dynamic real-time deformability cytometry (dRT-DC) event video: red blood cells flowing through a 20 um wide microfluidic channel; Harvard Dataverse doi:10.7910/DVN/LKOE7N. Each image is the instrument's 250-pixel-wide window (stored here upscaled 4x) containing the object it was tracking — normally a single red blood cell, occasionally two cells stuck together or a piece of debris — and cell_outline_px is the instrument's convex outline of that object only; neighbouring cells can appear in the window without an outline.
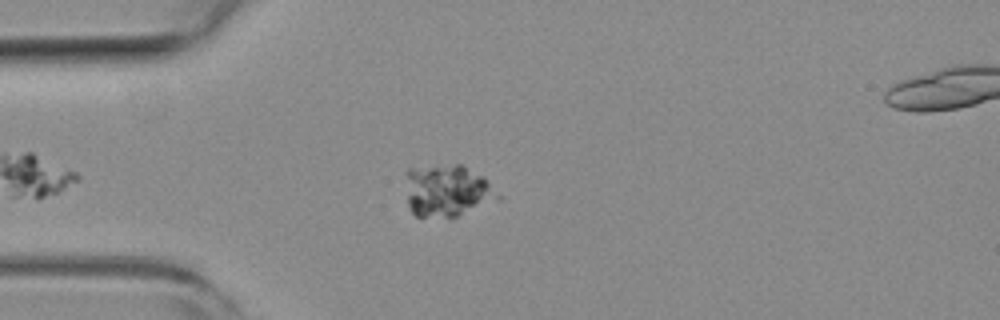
{"species": "common noctule bat (a hibernating species)", "species_latin": "Nyctalus noctula", "temperature_condition": "room temperature", "stored_images_in_passage": 49, "camera_frame_rate_fps": 3000, "um_per_image_px": 0.085, "animal": {"sex": "female", "body_mass_g": 19.3, "forearm_length_mm": 54.1}, "frame": {"image": 1, "passage_image": 14, "time_ms": 4.333, "image_size_px": [1000, 320], "cell_outline_px": [[504, 196], [500, 200], [452, 220], [416, 216], [412, 212], [408, 204], [408, 168], [456, 164], [464, 164], [484, 176]], "centroid_in_image_um": [38.14, 16.26], "position_along_channel_um": 46.9, "area_um2": 28.96}}
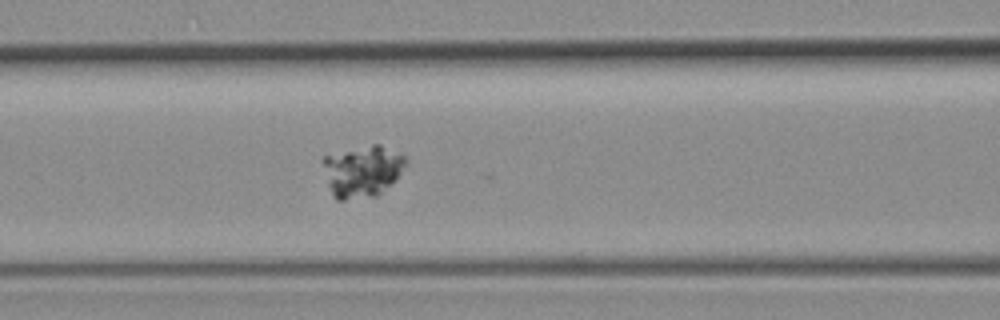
{"frame": {"image": 2, "passage_image": 22, "time_ms": 7.0, "image_size_px": [1000, 320], "cell_outline_px": [[408, 160], [396, 180], [376, 196], [344, 200], [336, 200], [332, 196], [320, 160], [324, 156], [372, 144], [380, 144], [404, 156]], "centroid_in_image_um": [30.77, 14.56], "position_along_channel_um": 135.8, "area_um2": 24.91}}
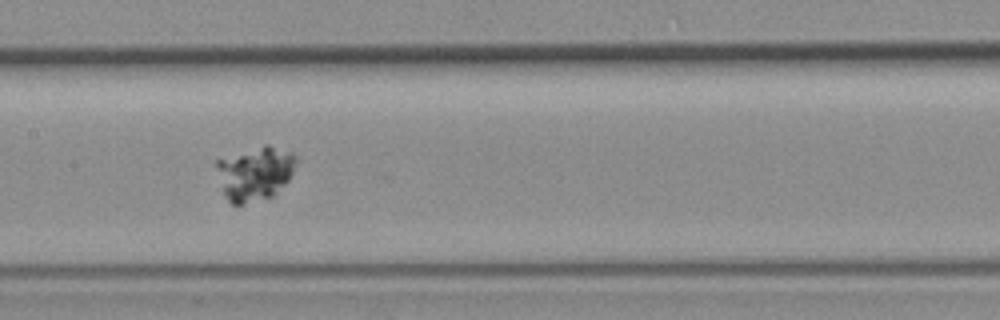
{"frame": {"image": 3, "passage_image": 26, "time_ms": 8.333, "image_size_px": [1000, 320], "cell_outline_px": [[296, 160], [292, 172], [288, 180], [272, 196], [244, 204], [232, 204], [224, 196], [216, 168], [216, 160], [264, 144], [268, 144], [292, 152], [296, 156]], "centroid_in_image_um": [21.65, 14.72], "position_along_channel_um": 185.7, "area_um2": 24.85}}